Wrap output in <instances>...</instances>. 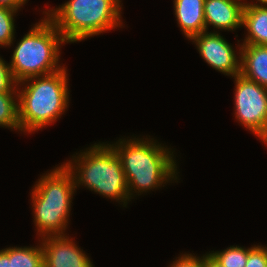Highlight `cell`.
<instances>
[{
  "label": "cell",
  "mask_w": 267,
  "mask_h": 267,
  "mask_svg": "<svg viewBox=\"0 0 267 267\" xmlns=\"http://www.w3.org/2000/svg\"><path fill=\"white\" fill-rule=\"evenodd\" d=\"M121 140L111 146L121 160L130 199L134 191L135 193L137 190V193L146 192L152 188L161 187L163 182L166 183L170 179H177L174 155L168 148L161 144L156 145L151 140L150 142L136 138Z\"/></svg>",
  "instance_id": "1"
},
{
  "label": "cell",
  "mask_w": 267,
  "mask_h": 267,
  "mask_svg": "<svg viewBox=\"0 0 267 267\" xmlns=\"http://www.w3.org/2000/svg\"><path fill=\"white\" fill-rule=\"evenodd\" d=\"M66 73V68L63 67L55 73L40 78L31 77L17 83L19 85L32 80L16 95L21 131L29 133L41 129L61 117L69 101Z\"/></svg>",
  "instance_id": "2"
},
{
  "label": "cell",
  "mask_w": 267,
  "mask_h": 267,
  "mask_svg": "<svg viewBox=\"0 0 267 267\" xmlns=\"http://www.w3.org/2000/svg\"><path fill=\"white\" fill-rule=\"evenodd\" d=\"M76 158H73L75 165L71 161L64 164L73 175L76 188L84 184L91 191L127 205L128 184L121 160L111 144H95Z\"/></svg>",
  "instance_id": "3"
},
{
  "label": "cell",
  "mask_w": 267,
  "mask_h": 267,
  "mask_svg": "<svg viewBox=\"0 0 267 267\" xmlns=\"http://www.w3.org/2000/svg\"><path fill=\"white\" fill-rule=\"evenodd\" d=\"M66 42L53 21L47 16L35 24L17 44L9 64L17 83L55 73L63 69L59 61V45Z\"/></svg>",
  "instance_id": "4"
},
{
  "label": "cell",
  "mask_w": 267,
  "mask_h": 267,
  "mask_svg": "<svg viewBox=\"0 0 267 267\" xmlns=\"http://www.w3.org/2000/svg\"><path fill=\"white\" fill-rule=\"evenodd\" d=\"M120 9V0H69L45 14L71 43L122 25Z\"/></svg>",
  "instance_id": "5"
},
{
  "label": "cell",
  "mask_w": 267,
  "mask_h": 267,
  "mask_svg": "<svg viewBox=\"0 0 267 267\" xmlns=\"http://www.w3.org/2000/svg\"><path fill=\"white\" fill-rule=\"evenodd\" d=\"M75 189L73 175L64 164L39 179L32 191L39 235H64Z\"/></svg>",
  "instance_id": "6"
},
{
  "label": "cell",
  "mask_w": 267,
  "mask_h": 267,
  "mask_svg": "<svg viewBox=\"0 0 267 267\" xmlns=\"http://www.w3.org/2000/svg\"><path fill=\"white\" fill-rule=\"evenodd\" d=\"M234 79L237 120L267 144V88L241 74Z\"/></svg>",
  "instance_id": "7"
},
{
  "label": "cell",
  "mask_w": 267,
  "mask_h": 267,
  "mask_svg": "<svg viewBox=\"0 0 267 267\" xmlns=\"http://www.w3.org/2000/svg\"><path fill=\"white\" fill-rule=\"evenodd\" d=\"M202 58L214 69L225 75L240 74V62L232 46L218 33L204 31L191 38Z\"/></svg>",
  "instance_id": "8"
},
{
  "label": "cell",
  "mask_w": 267,
  "mask_h": 267,
  "mask_svg": "<svg viewBox=\"0 0 267 267\" xmlns=\"http://www.w3.org/2000/svg\"><path fill=\"white\" fill-rule=\"evenodd\" d=\"M42 239L44 267H93L89 257L69 237L51 235Z\"/></svg>",
  "instance_id": "9"
},
{
  "label": "cell",
  "mask_w": 267,
  "mask_h": 267,
  "mask_svg": "<svg viewBox=\"0 0 267 267\" xmlns=\"http://www.w3.org/2000/svg\"><path fill=\"white\" fill-rule=\"evenodd\" d=\"M241 0H205L204 19L205 28L213 25L214 28L235 30L242 27L243 9L245 3Z\"/></svg>",
  "instance_id": "10"
},
{
  "label": "cell",
  "mask_w": 267,
  "mask_h": 267,
  "mask_svg": "<svg viewBox=\"0 0 267 267\" xmlns=\"http://www.w3.org/2000/svg\"><path fill=\"white\" fill-rule=\"evenodd\" d=\"M240 74L267 88V46L241 45Z\"/></svg>",
  "instance_id": "11"
},
{
  "label": "cell",
  "mask_w": 267,
  "mask_h": 267,
  "mask_svg": "<svg viewBox=\"0 0 267 267\" xmlns=\"http://www.w3.org/2000/svg\"><path fill=\"white\" fill-rule=\"evenodd\" d=\"M204 3L205 0H174L178 25L189 39L206 31Z\"/></svg>",
  "instance_id": "12"
},
{
  "label": "cell",
  "mask_w": 267,
  "mask_h": 267,
  "mask_svg": "<svg viewBox=\"0 0 267 267\" xmlns=\"http://www.w3.org/2000/svg\"><path fill=\"white\" fill-rule=\"evenodd\" d=\"M242 26L248 30L246 45L267 46V6L245 3Z\"/></svg>",
  "instance_id": "13"
},
{
  "label": "cell",
  "mask_w": 267,
  "mask_h": 267,
  "mask_svg": "<svg viewBox=\"0 0 267 267\" xmlns=\"http://www.w3.org/2000/svg\"><path fill=\"white\" fill-rule=\"evenodd\" d=\"M9 258H12V267H44L42 245L39 247H9Z\"/></svg>",
  "instance_id": "14"
},
{
  "label": "cell",
  "mask_w": 267,
  "mask_h": 267,
  "mask_svg": "<svg viewBox=\"0 0 267 267\" xmlns=\"http://www.w3.org/2000/svg\"><path fill=\"white\" fill-rule=\"evenodd\" d=\"M15 93H0V126L20 130L18 103Z\"/></svg>",
  "instance_id": "15"
},
{
  "label": "cell",
  "mask_w": 267,
  "mask_h": 267,
  "mask_svg": "<svg viewBox=\"0 0 267 267\" xmlns=\"http://www.w3.org/2000/svg\"><path fill=\"white\" fill-rule=\"evenodd\" d=\"M250 248L230 246L222 252L210 253L223 267H245Z\"/></svg>",
  "instance_id": "16"
},
{
  "label": "cell",
  "mask_w": 267,
  "mask_h": 267,
  "mask_svg": "<svg viewBox=\"0 0 267 267\" xmlns=\"http://www.w3.org/2000/svg\"><path fill=\"white\" fill-rule=\"evenodd\" d=\"M17 10L0 6V46H11L14 39V14Z\"/></svg>",
  "instance_id": "17"
},
{
  "label": "cell",
  "mask_w": 267,
  "mask_h": 267,
  "mask_svg": "<svg viewBox=\"0 0 267 267\" xmlns=\"http://www.w3.org/2000/svg\"><path fill=\"white\" fill-rule=\"evenodd\" d=\"M15 86L17 87V82L12 75L9 64L0 57V93H16Z\"/></svg>",
  "instance_id": "18"
},
{
  "label": "cell",
  "mask_w": 267,
  "mask_h": 267,
  "mask_svg": "<svg viewBox=\"0 0 267 267\" xmlns=\"http://www.w3.org/2000/svg\"><path fill=\"white\" fill-rule=\"evenodd\" d=\"M245 267H267V247H250Z\"/></svg>",
  "instance_id": "19"
},
{
  "label": "cell",
  "mask_w": 267,
  "mask_h": 267,
  "mask_svg": "<svg viewBox=\"0 0 267 267\" xmlns=\"http://www.w3.org/2000/svg\"><path fill=\"white\" fill-rule=\"evenodd\" d=\"M178 258L170 267H204V256L199 258L192 254H184Z\"/></svg>",
  "instance_id": "20"
},
{
  "label": "cell",
  "mask_w": 267,
  "mask_h": 267,
  "mask_svg": "<svg viewBox=\"0 0 267 267\" xmlns=\"http://www.w3.org/2000/svg\"><path fill=\"white\" fill-rule=\"evenodd\" d=\"M27 0H0V6L18 10Z\"/></svg>",
  "instance_id": "21"
},
{
  "label": "cell",
  "mask_w": 267,
  "mask_h": 267,
  "mask_svg": "<svg viewBox=\"0 0 267 267\" xmlns=\"http://www.w3.org/2000/svg\"><path fill=\"white\" fill-rule=\"evenodd\" d=\"M0 267H12V258H9V248L0 250Z\"/></svg>",
  "instance_id": "22"
},
{
  "label": "cell",
  "mask_w": 267,
  "mask_h": 267,
  "mask_svg": "<svg viewBox=\"0 0 267 267\" xmlns=\"http://www.w3.org/2000/svg\"><path fill=\"white\" fill-rule=\"evenodd\" d=\"M204 267H223V266L210 254H207L204 255Z\"/></svg>",
  "instance_id": "23"
},
{
  "label": "cell",
  "mask_w": 267,
  "mask_h": 267,
  "mask_svg": "<svg viewBox=\"0 0 267 267\" xmlns=\"http://www.w3.org/2000/svg\"><path fill=\"white\" fill-rule=\"evenodd\" d=\"M257 1L260 2L261 6H262V4H263L264 6L267 5V0H257Z\"/></svg>",
  "instance_id": "24"
}]
</instances>
